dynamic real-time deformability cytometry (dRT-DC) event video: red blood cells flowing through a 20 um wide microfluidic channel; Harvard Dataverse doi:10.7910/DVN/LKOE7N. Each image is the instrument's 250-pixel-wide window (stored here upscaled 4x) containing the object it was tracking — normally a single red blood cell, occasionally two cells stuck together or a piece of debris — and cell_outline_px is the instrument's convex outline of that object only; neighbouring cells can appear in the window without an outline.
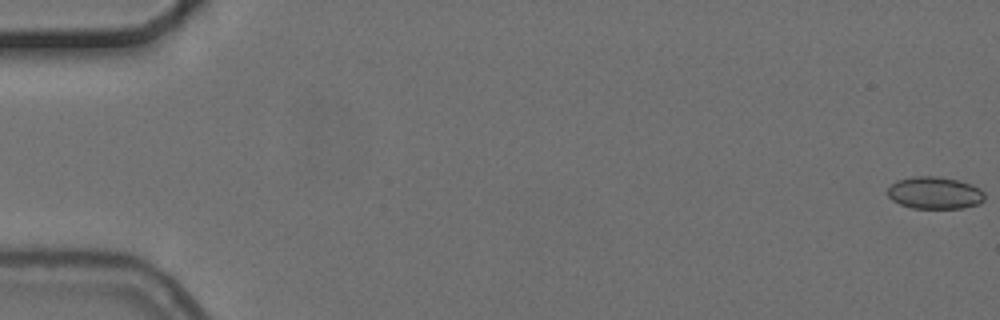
{"species": "common noctule bat (a hibernating species)", "species_latin": "Nyctalus noctula", "temperature_condition": "cold", "stored_images_in_passage": 6, "camera_frame_rate_fps": 3000, "um_per_image_px": 0.085, "animal": {"sex": "female", "body_mass_g": 24.6, "forearm_length_mm": 56.2}, "frame": {"image": 1, "passage_image": 1, "time_ms": 0.0, "image_size_px": [1000, 320], "cell_outline_px": [[984, 200], [980, 204], [964, 208], [912, 208], [900, 204], [892, 200], [888, 196], [888, 188], [896, 180], [912, 176], [936, 176], [956, 180], [972, 184], [980, 188], [984, 192]], "centroid_in_image_um": [79.46, 16.39], "position_along_channel_um": 5.5, "area_um2": 18.32}}
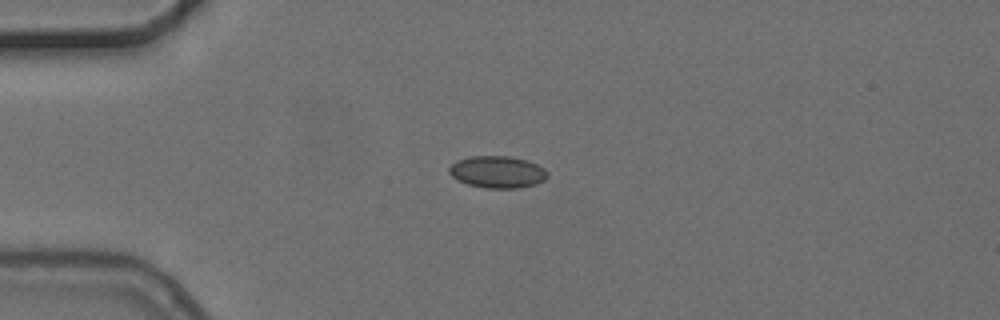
{"frame": {"image": 2, "passage_image": 5, "time_ms": 4.667, "image_size_px": [1000, 320], "cell_outline_px": [[548, 176], [544, 180], [536, 184], [516, 188], [484, 188], [468, 184], [456, 180], [448, 172], [448, 168], [456, 160], [472, 156], [508, 156], [528, 160], [544, 168], [548, 172]], "centroid_in_image_um": [42.27, 14.61], "position_along_channel_um": 42.7, "area_um2": 18.44}}